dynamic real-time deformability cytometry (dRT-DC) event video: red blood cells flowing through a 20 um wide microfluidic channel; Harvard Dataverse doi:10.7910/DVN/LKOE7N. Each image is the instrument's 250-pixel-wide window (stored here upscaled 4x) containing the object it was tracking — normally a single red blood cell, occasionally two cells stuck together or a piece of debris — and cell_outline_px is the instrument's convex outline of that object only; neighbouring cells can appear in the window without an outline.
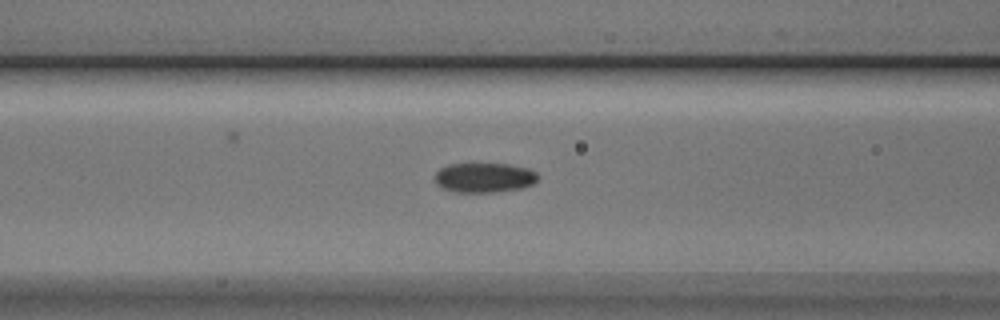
{"species": "Egyptian fruit bat (a non-hibernating species)", "species_latin": "Rousettus aegyptiacus", "temperature_condition": "cold", "stored_images_in_passage": 36, "camera_frame_rate_fps": 3000, "um_per_image_px": 0.085, "animal": {"sex": "male"}, "frame": {"image": 1, "passage_image": 5, "time_ms": 1.333, "image_size_px": [1000, 320], "cell_outline_px": [[540, 176], [532, 184], [520, 188], [496, 192], [456, 192], [440, 188], [436, 184], [436, 172], [440, 168], [448, 164], [508, 164], [528, 168], [536, 172]], "centroid_in_image_um": [41.15, 15.1], "position_along_channel_um": 125.4, "area_um2": 17.86}}
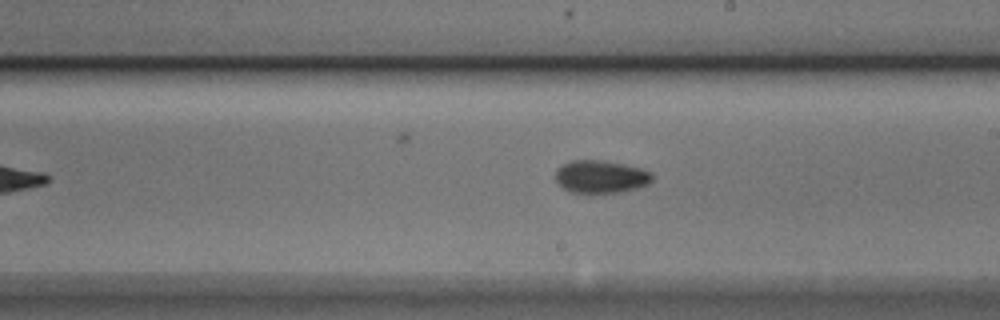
{"frame": {"image": 2, "passage_image": 14, "time_ms": 4.333, "image_size_px": [1000, 320], "cell_outline_px": [[652, 180], [648, 184], [640, 188], [624, 192], [592, 196], [568, 192], [556, 180], [556, 168], [572, 160], [600, 160], [624, 164], [640, 168], [652, 172]], "centroid_in_image_um": [51.07, 15.08], "position_along_channel_um": 237.9, "area_um2": 19.25}}
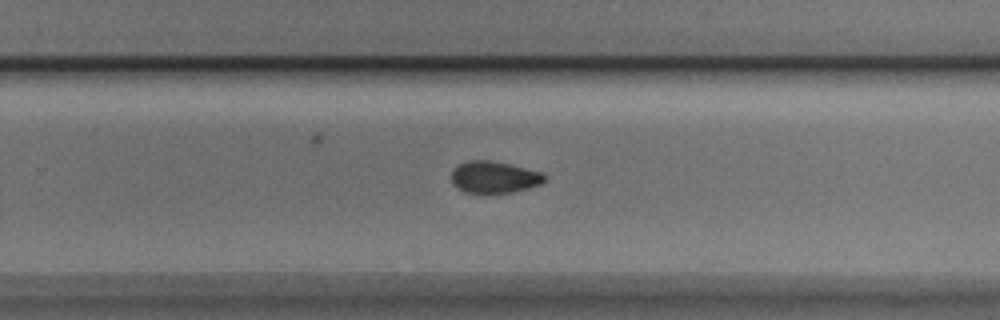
{"frame": {"image": 3, "passage_image": 18, "time_ms": 5.667, "image_size_px": [1000, 320], "cell_outline_px": [[544, 180], [540, 184], [528, 188], [512, 192], [464, 192], [456, 188], [452, 184], [452, 168], [468, 160], [492, 160], [540, 172], [544, 176]], "centroid_in_image_um": [41.94, 15.05], "position_along_channel_um": 287.9, "area_um2": 16.99}}